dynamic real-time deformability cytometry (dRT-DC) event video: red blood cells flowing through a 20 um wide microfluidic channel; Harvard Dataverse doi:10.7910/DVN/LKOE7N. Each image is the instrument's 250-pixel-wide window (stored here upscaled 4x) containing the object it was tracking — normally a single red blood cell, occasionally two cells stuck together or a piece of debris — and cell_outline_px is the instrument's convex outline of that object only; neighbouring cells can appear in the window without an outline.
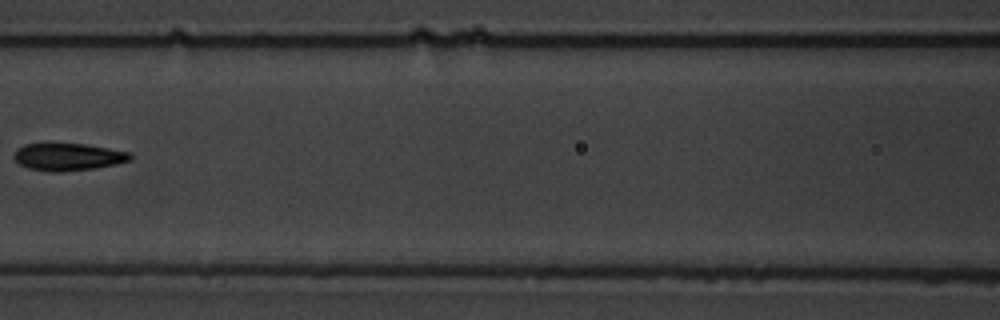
{"species": "common noctule bat (a hibernating species)", "species_latin": "Nyctalus noctula", "temperature_condition": "warm", "stored_images_in_passage": 15, "camera_frame_rate_fps": 3000, "um_per_image_px": 0.085, "animal": {"sex": "male", "body_mass_g": 19.5, "forearm_length_mm": 54.6}, "frame": {"image": 1, "passage_image": 9, "time_ms": 10.333, "image_size_px": [1000, 320], "cell_outline_px": [[132, 160], [116, 164], [96, 168], [60, 172], [52, 172], [28, 168], [20, 164], [12, 156], [16, 148], [24, 144], [84, 144], [132, 152]], "centroid_in_image_um": [5.8, 13.34], "position_along_channel_um": 160.8, "area_um2": 18.61}}
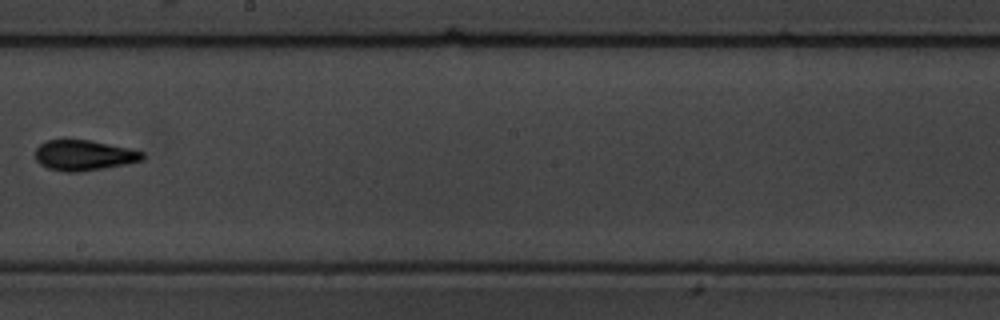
{"frame": {"image": 2, "passage_image": 11, "time_ms": 12.667, "image_size_px": [1000, 320], "cell_outline_px": [[144, 160], [104, 168], [76, 172], [64, 172], [48, 168], [40, 164], [36, 160], [36, 148], [40, 144], [48, 140], [64, 136], [88, 140], [128, 148], [144, 152]], "centroid_in_image_um": [7.08, 13.16], "position_along_channel_um": 241.1, "area_um2": 19.36}}